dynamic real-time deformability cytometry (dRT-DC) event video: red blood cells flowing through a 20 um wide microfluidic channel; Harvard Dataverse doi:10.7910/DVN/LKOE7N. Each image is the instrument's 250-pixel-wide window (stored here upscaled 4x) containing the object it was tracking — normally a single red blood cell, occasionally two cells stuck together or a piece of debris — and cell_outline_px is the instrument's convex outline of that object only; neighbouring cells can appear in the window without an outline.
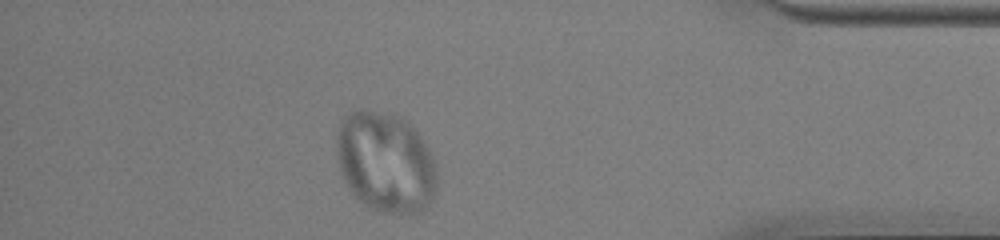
{"species": "common noctule bat (a hibernating species)", "species_latin": "Nyctalus noctula", "temperature_condition": "cold", "stored_images_in_passage": 47, "segment_of_instrument_passage": [1, 2], "camera_frame_rate_fps": 3000, "um_per_image_px": 0.085, "animal": {"sex": "male", "body_mass_g": 13.0, "forearm_length_mm": 53.1}, "frame": {"image": 1, "passage_image": 40, "time_ms": 13.0, "image_size_px": [1000, 240], "cell_outline_px": [[436, 188], [432, 200], [420, 212], [408, 216], [388, 212], [372, 208], [364, 204], [348, 188], [340, 172], [336, 152], [336, 132], [340, 120], [348, 112], [356, 108], [364, 108], [404, 116], [424, 140], [432, 156], [436, 168]], "centroid_in_image_um": [32.75, 13.74], "position_along_channel_um": 402.4, "area_um2": 59.82}}